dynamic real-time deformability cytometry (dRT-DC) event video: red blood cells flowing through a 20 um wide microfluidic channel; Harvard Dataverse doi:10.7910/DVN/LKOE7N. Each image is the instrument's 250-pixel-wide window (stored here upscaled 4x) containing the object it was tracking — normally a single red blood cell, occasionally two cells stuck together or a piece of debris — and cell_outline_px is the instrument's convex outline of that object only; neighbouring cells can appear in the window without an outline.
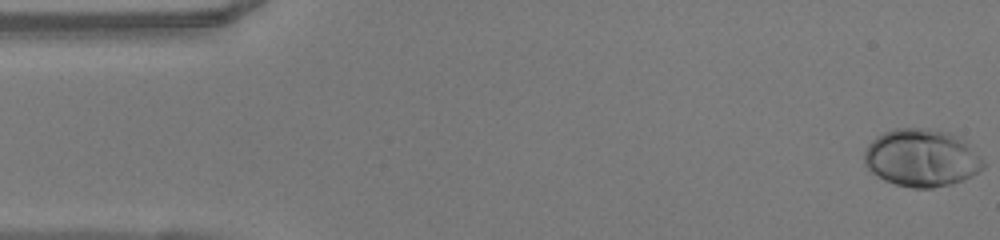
{"species": "human", "species_latin": "Homo sapiens", "temperature_condition": "warm", "stored_images_in_passage": 49, "camera_frame_rate_fps": 3000, "um_per_image_px": 0.085, "donor": {"sex": "female"}, "frame": {"image": 1, "passage_image": 1, "time_ms": 0.0, "image_size_px": [1000, 240], "cell_outline_px": [[984, 168], [972, 176], [952, 184], [932, 188], [912, 188], [896, 184], [884, 180], [872, 172], [864, 164], [864, 148], [876, 136], [884, 132], [896, 128], [928, 128], [948, 132], [956, 136], [980, 156], [984, 160]], "centroid_in_image_um": [78.3, 13.43], "position_along_channel_um": 6.7, "area_um2": 39.88}}
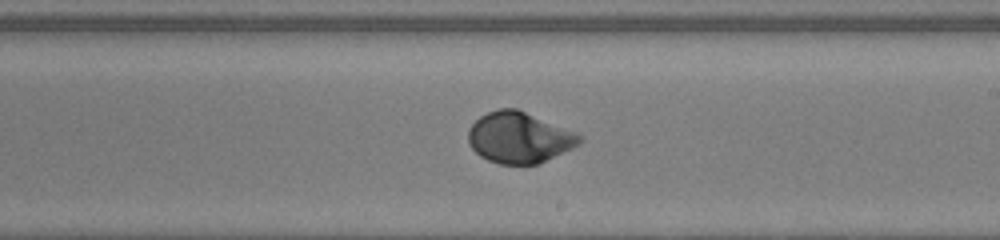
{"frame": {"image": 2, "passage_image": 28, "time_ms": 9.0, "image_size_px": [1000, 240], "cell_outline_px": [[584, 140], [580, 144], [572, 148], [536, 164], [500, 164], [488, 160], [480, 156], [472, 148], [468, 140], [468, 128], [480, 116], [488, 112], [500, 108], [516, 108], [576, 132], [584, 136]], "centroid_in_image_um": [44.13, 11.68], "position_along_channel_um": 244.9, "area_um2": 32.95}}
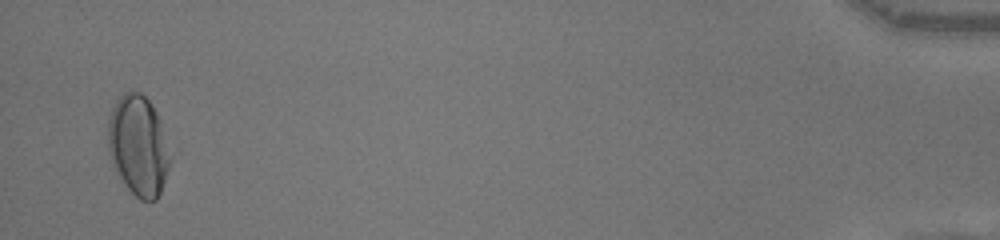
{"frame": {"image": 3, "passage_image": 48, "time_ms": 15.667, "image_size_px": [1000, 240], "cell_outline_px": [[168, 168], [160, 192], [156, 200], [140, 200], [124, 184], [112, 164], [108, 152], [108, 120], [112, 108], [116, 100], [124, 92], [132, 88], [140, 92], [152, 104], [160, 120], [168, 156]], "centroid_in_image_um": [11.7, 12.33], "position_along_channel_um": 423.5, "area_um2": 35.84}, "authors_computed_cell_mechanics": {"area_um2": 33.0038, "velocity_mm_per_s": 4.0935, "shape_relaxation_time_tau1_ms": 3.1122, "shape_relaxation_time_tau2_ms": null, "deformation_change_tau1": 0.1687, "deformation_change_tau2": null}}